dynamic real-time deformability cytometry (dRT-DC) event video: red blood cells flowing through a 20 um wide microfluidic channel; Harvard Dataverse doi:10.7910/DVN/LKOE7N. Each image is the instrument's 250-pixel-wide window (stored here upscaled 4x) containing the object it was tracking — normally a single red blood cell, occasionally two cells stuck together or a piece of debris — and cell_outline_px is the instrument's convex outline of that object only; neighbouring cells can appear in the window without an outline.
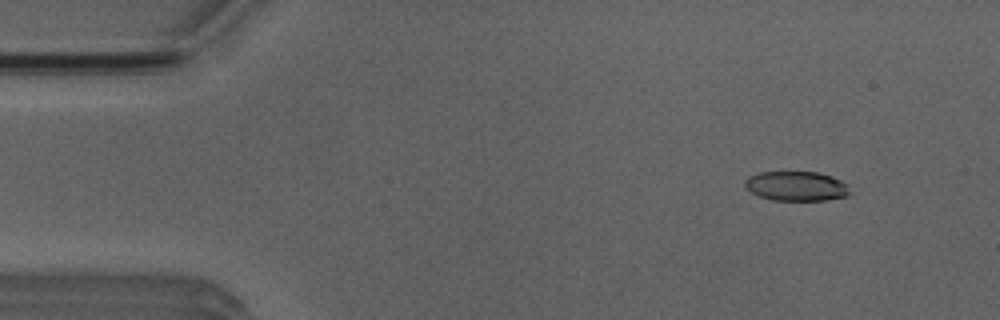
{"species": "Egyptian fruit bat (a non-hibernating species)", "species_latin": "Rousettus aegyptiacus", "temperature_condition": "room temperature", "stored_images_in_passage": 6, "camera_frame_rate_fps": 3000, "um_per_image_px": 0.085, "animal": {"sex": "male"}, "frame": {"image": 1, "passage_image": 2, "time_ms": 1.333, "image_size_px": [1000, 320], "cell_outline_px": [[848, 196], [828, 200], [772, 200], [760, 196], [752, 192], [744, 184], [744, 180], [748, 176], [760, 172], [816, 172], [832, 176], [848, 184]], "centroid_in_image_um": [67.69, 15.81], "position_along_channel_um": 17.3, "area_um2": 18.03}}